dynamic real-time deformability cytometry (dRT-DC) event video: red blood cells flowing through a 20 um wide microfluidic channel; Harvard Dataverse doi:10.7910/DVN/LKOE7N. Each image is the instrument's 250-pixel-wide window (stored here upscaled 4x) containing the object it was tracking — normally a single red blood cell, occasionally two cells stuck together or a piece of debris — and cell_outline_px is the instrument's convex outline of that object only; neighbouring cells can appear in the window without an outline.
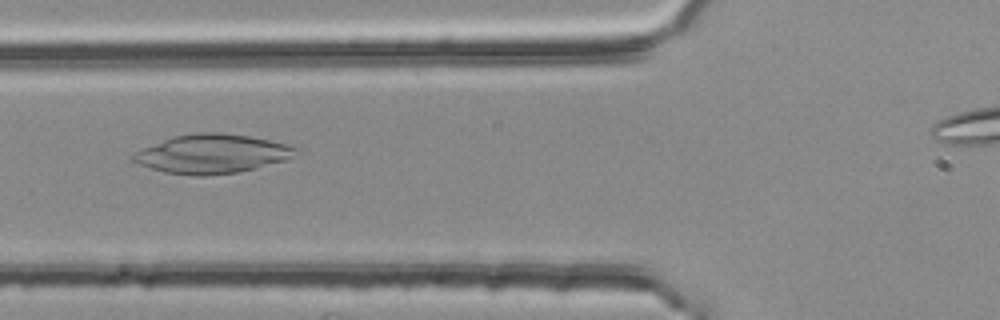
{"species": "common noctule bat (a hibernating species)", "species_latin": "Nyctalus noctula", "temperature_condition": "room temperature", "stored_images_in_passage": 35, "segment_of_instrument_passage": [1, 3], "camera_frame_rate_fps": 3000, "um_per_image_px": 0.085, "animal": {"sex": "female", "body_mass_g": 25.1}, "frame": {"image": 1, "passage_image": 4, "time_ms": 1.0, "image_size_px": [1000, 320], "cell_outline_px": [[304, 152], [288, 160], [240, 172], [208, 176], [196, 176], [164, 172], [140, 164], [132, 160], [128, 156], [144, 148], [164, 140], [176, 136], [196, 132], [220, 132], [248, 136], [268, 140], [300, 148]], "centroid_in_image_um": [18.11, 13.09], "position_along_channel_um": 107.7, "area_um2": 37.11}}
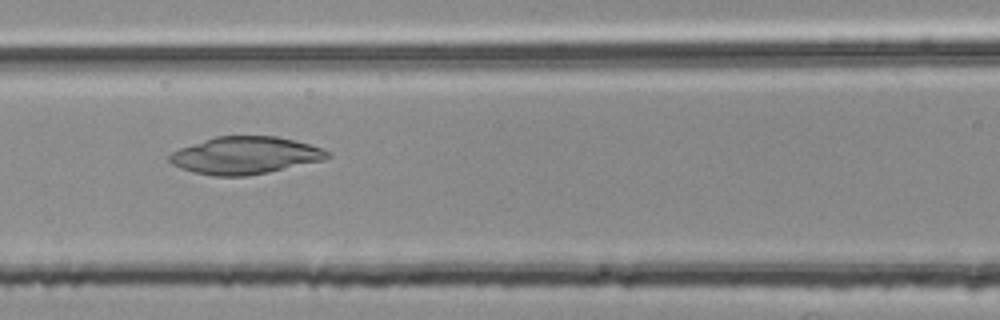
{"frame": {"image": 2, "passage_image": 7, "time_ms": 2.0, "image_size_px": [1000, 320], "cell_outline_px": [[332, 156], [324, 160], [268, 172], [244, 176], [212, 176], [192, 172], [180, 168], [172, 164], [168, 160], [168, 156], [172, 152], [180, 148], [216, 136], [276, 136], [308, 144], [332, 152]], "centroid_in_image_um": [20.83, 13.21], "position_along_channel_um": 145.8, "area_um2": 34.28}}